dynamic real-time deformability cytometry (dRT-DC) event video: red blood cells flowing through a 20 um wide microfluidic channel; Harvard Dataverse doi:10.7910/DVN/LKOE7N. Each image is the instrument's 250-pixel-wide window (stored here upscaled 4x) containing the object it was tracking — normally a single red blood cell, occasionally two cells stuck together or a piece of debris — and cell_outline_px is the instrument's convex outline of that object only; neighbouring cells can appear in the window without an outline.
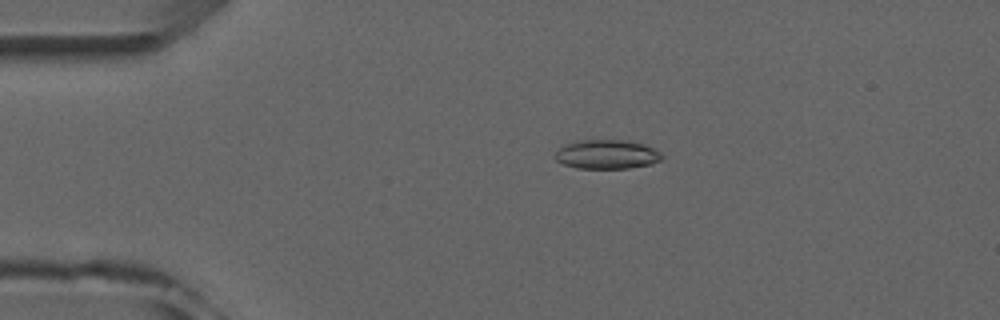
{"species": "common noctule bat (a hibernating species)", "species_latin": "Nyctalus noctula", "temperature_condition": "room temperature", "stored_images_in_passage": 5, "camera_frame_rate_fps": 3000, "um_per_image_px": 0.085, "animal": {"sex": "male", "forearm_length_mm": 52.5}, "frame": {"image": 1, "passage_image": 4, "time_ms": 3.333, "image_size_px": [1000, 320], "cell_outline_px": [[664, 156], [660, 160], [652, 164], [628, 168], [576, 168], [564, 164], [556, 160], [556, 152], [564, 144], [580, 140], [628, 140], [644, 144], [660, 152]], "centroid_in_image_um": [51.6, 13.12], "position_along_channel_um": 33.4, "area_um2": 18.09}}